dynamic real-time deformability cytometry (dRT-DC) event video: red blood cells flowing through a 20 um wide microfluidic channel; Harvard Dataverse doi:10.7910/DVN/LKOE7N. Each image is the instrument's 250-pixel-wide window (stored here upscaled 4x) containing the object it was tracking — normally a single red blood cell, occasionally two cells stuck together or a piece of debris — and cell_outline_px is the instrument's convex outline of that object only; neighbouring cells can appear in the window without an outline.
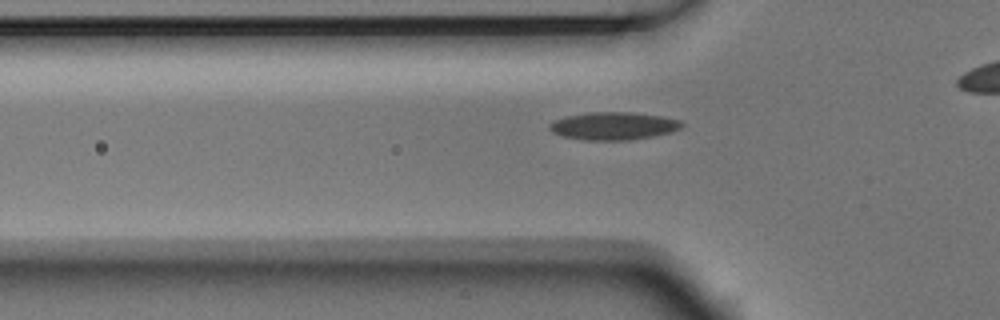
{"species": "Egyptian fruit bat (a non-hibernating species)", "species_latin": "Rousettus aegyptiacus", "temperature_condition": "room temperature", "stored_images_in_passage": 7, "camera_frame_rate_fps": 3000, "um_per_image_px": 0.085, "animal": {"sex": "male"}, "frame": {"image": 1, "passage_image": 5, "time_ms": 1.333, "image_size_px": [1000, 320], "cell_outline_px": [[684, 124], [680, 128], [672, 132], [652, 136], [628, 140], [584, 140], [560, 136], [552, 132], [548, 128], [548, 124], [556, 120], [568, 116], [588, 112], [632, 112], [660, 116], [680, 120]], "centroid_in_image_um": [52.13, 10.71], "position_along_channel_um": 73.7, "area_um2": 21.39}}